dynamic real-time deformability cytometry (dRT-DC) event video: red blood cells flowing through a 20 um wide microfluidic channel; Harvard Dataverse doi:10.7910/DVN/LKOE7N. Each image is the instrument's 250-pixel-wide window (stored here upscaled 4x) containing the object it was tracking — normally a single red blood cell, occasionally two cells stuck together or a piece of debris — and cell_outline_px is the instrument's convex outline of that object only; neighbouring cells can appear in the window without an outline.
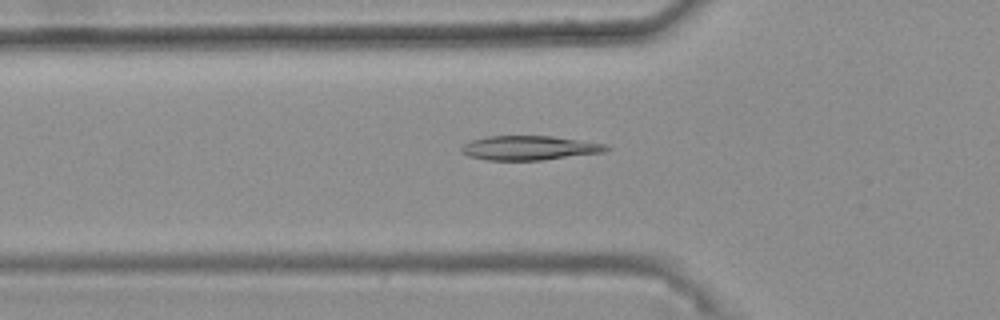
{"species": "common noctule bat (a hibernating species)", "species_latin": "Nyctalus noctula", "temperature_condition": "warm", "stored_images_in_passage": 47, "camera_frame_rate_fps": 3000, "um_per_image_px": 0.085, "animal": {"sex": "female", "body_mass_g": 25.1}, "frame": {"image": 1, "passage_image": 17, "time_ms": 5.333, "image_size_px": [1000, 320], "cell_outline_px": [[612, 148], [604, 152], [544, 160], [488, 160], [468, 156], [460, 152], [460, 148], [464, 144], [472, 140], [484, 136], [552, 136], [604, 144]], "centroid_in_image_um": [44.96, 12.57], "position_along_channel_um": 80.8, "area_um2": 20.52}}
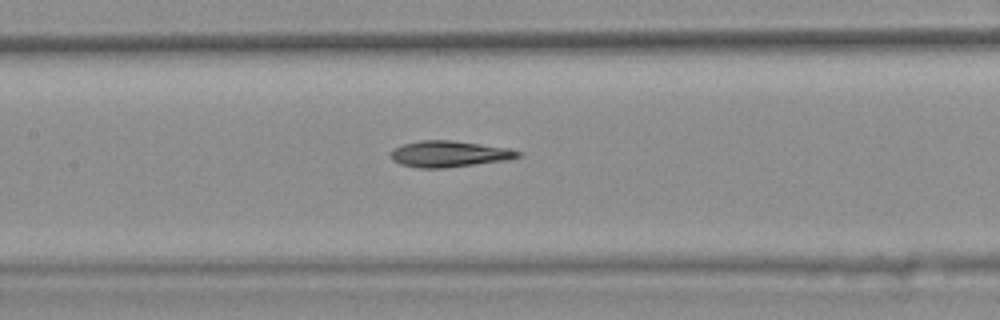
{"frame": {"image": 2, "passage_image": 24, "time_ms": 7.667, "image_size_px": [1000, 320], "cell_outline_px": [[520, 156], [508, 160], [444, 168], [420, 168], [400, 164], [392, 160], [392, 148], [404, 144], [420, 140], [448, 140], [480, 144], [508, 148], [520, 152]], "centroid_in_image_um": [38.16, 13.09], "position_along_channel_um": 169.2, "area_um2": 19.25}}
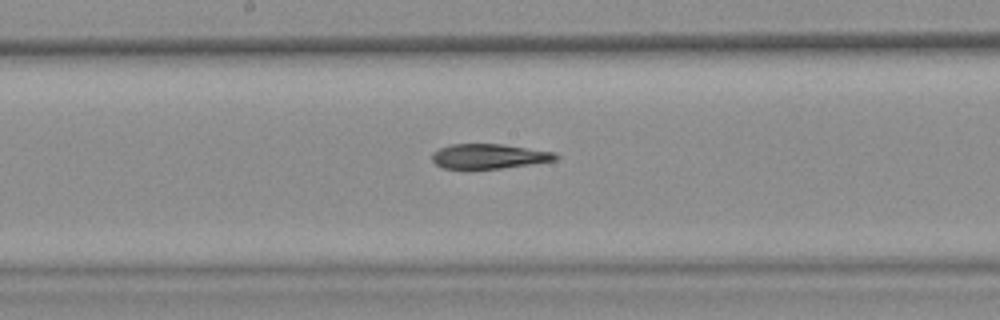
{"frame": {"image": 3, "passage_image": 27, "time_ms": 8.667, "image_size_px": [1000, 320], "cell_outline_px": [[560, 156], [556, 160], [500, 168], [444, 168], [436, 164], [432, 160], [432, 152], [440, 148], [452, 144], [500, 144], [552, 152]], "centroid_in_image_um": [41.52, 13.28], "position_along_channel_um": 206.7, "area_um2": 17.4}, "authors_computed_cell_mechanics": {"area_um2": 19.2474, "velocity_mm_per_s": 3.7678, "shape_relaxation_time_tau1_ms": null, "shape_relaxation_time_tau2_ms": 11.0712, "deformation_change_tau1": null, "deformation_change_tau2": 0.2102}}